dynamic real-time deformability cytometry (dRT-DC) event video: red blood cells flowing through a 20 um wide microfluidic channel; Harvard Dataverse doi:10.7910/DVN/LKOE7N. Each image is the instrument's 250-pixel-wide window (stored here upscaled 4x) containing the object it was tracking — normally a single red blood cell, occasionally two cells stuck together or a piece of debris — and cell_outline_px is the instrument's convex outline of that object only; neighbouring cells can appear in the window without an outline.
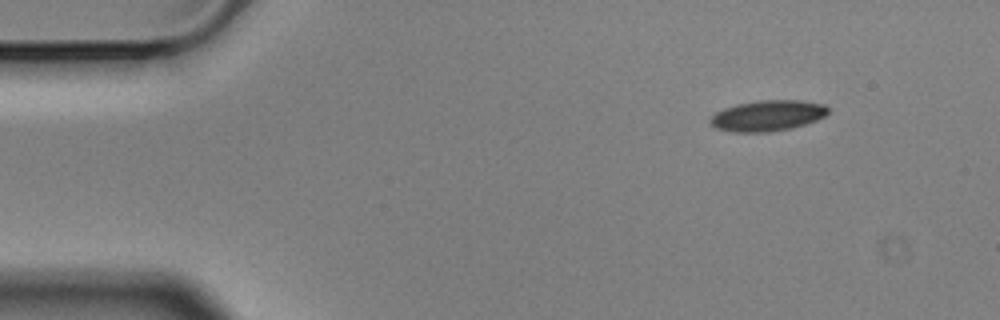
{"species": "Egyptian fruit bat (a non-hibernating species)", "species_latin": "Rousettus aegyptiacus", "temperature_condition": "cold", "stored_images_in_passage": 9, "camera_frame_rate_fps": 3000, "um_per_image_px": 0.085, "animal": {"sex": "male"}, "frame": {"image": 1, "passage_image": 1, "time_ms": 0.0, "image_size_px": [1000, 320], "cell_outline_px": [[828, 112], [824, 116], [816, 120], [792, 128], [768, 132], [732, 132], [716, 128], [708, 120], [716, 112], [724, 108], [736, 104], [760, 100], [800, 100], [824, 104], [828, 108]], "centroid_in_image_um": [65.23, 9.83], "position_along_channel_um": 19.8, "area_um2": 21.1}}
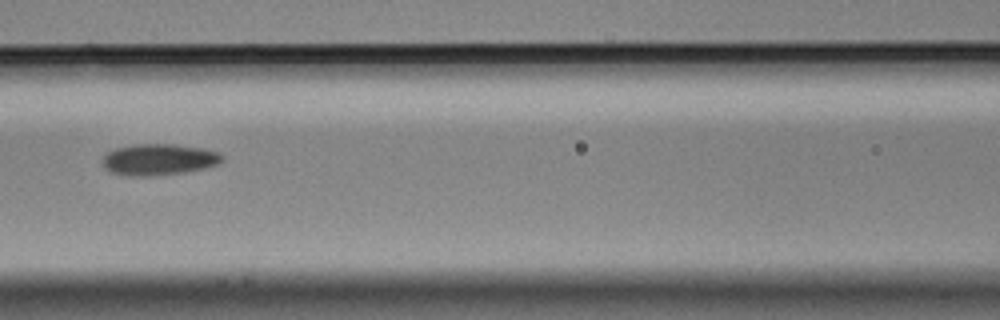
{"frame": {"image": 2, "passage_image": 6, "time_ms": 1.667, "image_size_px": [1000, 320], "cell_outline_px": [[224, 160], [216, 164], [204, 168], [184, 172], [152, 176], [128, 176], [112, 172], [104, 168], [104, 156], [108, 152], [116, 148], [132, 144], [172, 144], [204, 148], [216, 152], [224, 156]], "centroid_in_image_um": [13.5, 13.55], "position_along_channel_um": 153.1, "area_um2": 21.73}}
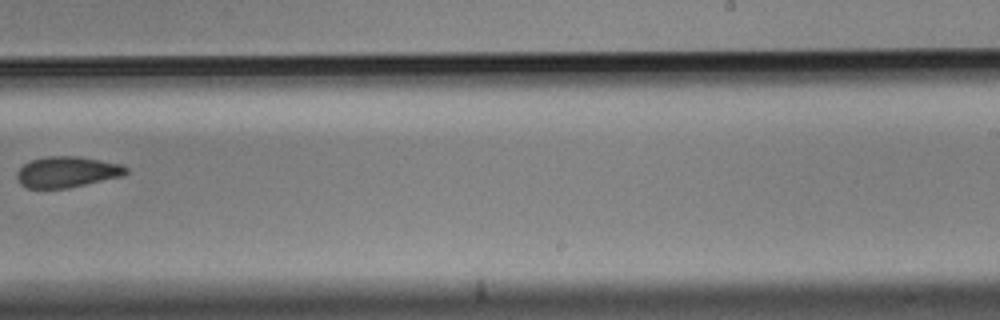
{"frame": {"image": 3, "passage_image": 9, "time_ms": 2.667, "image_size_px": [1000, 320], "cell_outline_px": [[128, 172], [120, 176], [68, 188], [28, 188], [20, 184], [16, 176], [16, 172], [24, 164], [32, 160], [44, 156], [76, 156], [124, 164], [128, 168]], "centroid_in_image_um": [5.68, 14.61], "position_along_channel_um": 283.3, "area_um2": 19.59}}